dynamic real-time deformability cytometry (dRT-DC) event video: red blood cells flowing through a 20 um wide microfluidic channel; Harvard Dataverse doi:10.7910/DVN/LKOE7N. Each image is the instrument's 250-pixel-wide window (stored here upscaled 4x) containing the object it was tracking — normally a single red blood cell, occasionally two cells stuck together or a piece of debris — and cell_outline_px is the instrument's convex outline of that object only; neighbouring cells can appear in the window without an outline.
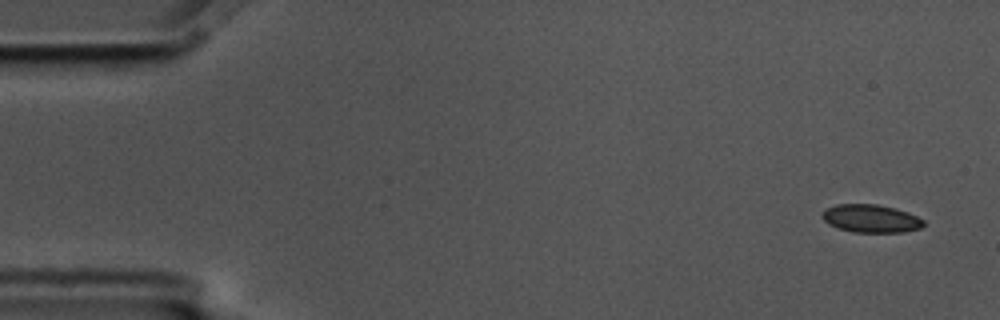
{"species": "common noctule bat (a hibernating species)", "species_latin": "Nyctalus noctula", "temperature_condition": "cold", "stored_images_in_passage": 6, "camera_frame_rate_fps": 3000, "um_per_image_px": 0.085, "animal": {"sex": "male", "body_mass_g": 17.5, "forearm_length_mm": 52.3}, "frame": {"image": 1, "passage_image": 1, "time_ms": 0.0, "image_size_px": [1000, 320], "cell_outline_px": [[924, 224], [920, 228], [904, 232], [852, 232], [836, 228], [828, 224], [820, 216], [824, 208], [836, 204], [876, 204], [896, 208], [908, 212], [924, 220]], "centroid_in_image_um": [73.98, 18.57], "position_along_channel_um": 11.0, "area_um2": 16.76}}
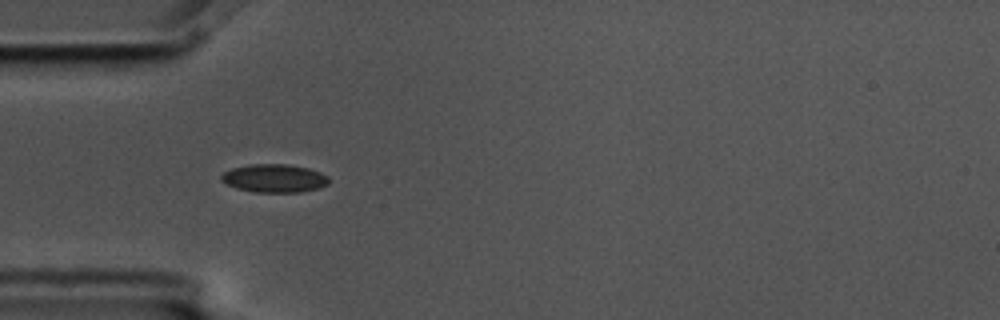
{"frame": {"image": 2, "passage_image": 5, "time_ms": 1.333, "image_size_px": [1000, 320], "cell_outline_px": [[328, 184], [320, 188], [300, 192], [256, 192], [236, 188], [220, 180], [220, 176], [224, 172], [232, 168], [248, 164], [288, 164], [308, 168], [320, 172], [328, 176]], "centroid_in_image_um": [23.32, 15.15], "position_along_channel_um": 61.7, "area_um2": 17.74}}